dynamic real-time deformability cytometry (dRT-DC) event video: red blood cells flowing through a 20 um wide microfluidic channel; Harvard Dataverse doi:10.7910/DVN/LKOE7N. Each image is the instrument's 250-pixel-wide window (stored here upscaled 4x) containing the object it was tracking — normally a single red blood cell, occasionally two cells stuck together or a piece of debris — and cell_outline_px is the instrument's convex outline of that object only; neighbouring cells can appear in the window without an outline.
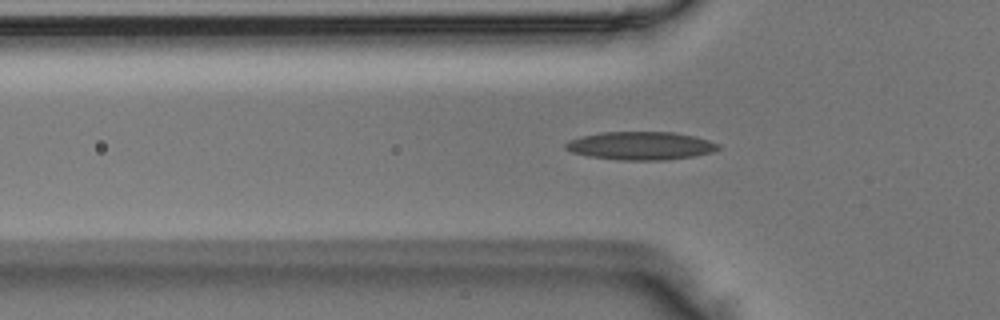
{"species": "Egyptian fruit bat (a non-hibernating species)", "species_latin": "Rousettus aegyptiacus", "temperature_condition": "room temperature", "stored_images_in_passage": 37, "camera_frame_rate_fps": 3000, "um_per_image_px": 0.085, "animal": {"sex": "male"}, "frame": {"image": 1, "passage_image": 2, "time_ms": 0.333, "image_size_px": [1000, 320], "cell_outline_px": [[720, 148], [712, 152], [692, 156], [664, 160], [620, 160], [588, 156], [572, 152], [564, 148], [564, 144], [568, 140], [600, 132], [672, 132], [696, 136], [720, 144]], "centroid_in_image_um": [54.45, 12.38], "position_along_channel_um": 71.4, "area_um2": 25.03}}
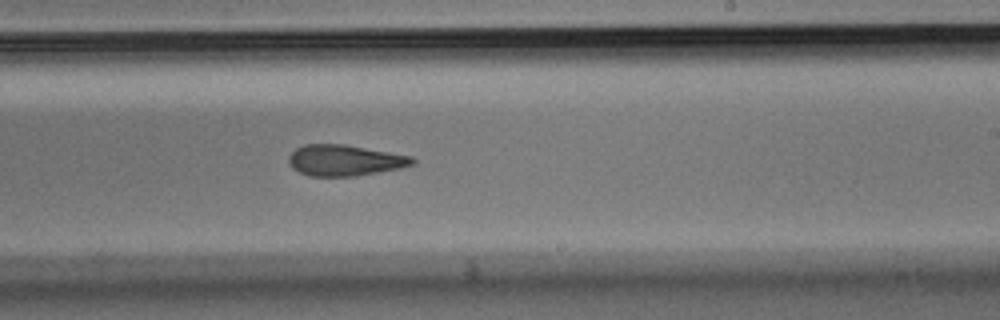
{"frame": {"image": 2, "passage_image": 16, "time_ms": 5.0, "image_size_px": [1000, 320], "cell_outline_px": [[416, 160], [412, 164], [400, 168], [356, 176], [308, 176], [292, 168], [288, 164], [288, 156], [296, 148], [304, 144], [344, 144], [412, 156]], "centroid_in_image_um": [29.26, 13.63], "position_along_channel_um": 259.7, "area_um2": 22.37}}
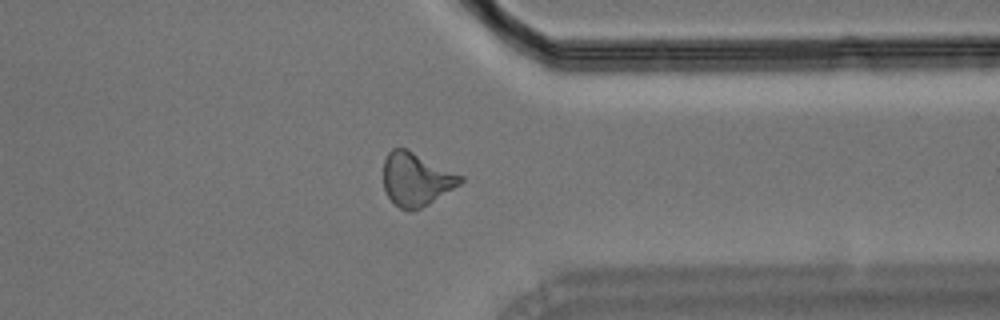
{"frame": {"image": 3, "passage_image": 25, "time_ms": 8.0, "image_size_px": [1000, 320], "cell_outline_px": [[464, 180], [460, 184], [428, 204], [420, 208], [400, 208], [388, 196], [384, 188], [384, 160], [388, 152], [392, 148], [408, 148], [464, 176]], "centroid_in_image_um": [35.39, 15.18], "position_along_channel_um": 376.0, "area_um2": 23.64}}